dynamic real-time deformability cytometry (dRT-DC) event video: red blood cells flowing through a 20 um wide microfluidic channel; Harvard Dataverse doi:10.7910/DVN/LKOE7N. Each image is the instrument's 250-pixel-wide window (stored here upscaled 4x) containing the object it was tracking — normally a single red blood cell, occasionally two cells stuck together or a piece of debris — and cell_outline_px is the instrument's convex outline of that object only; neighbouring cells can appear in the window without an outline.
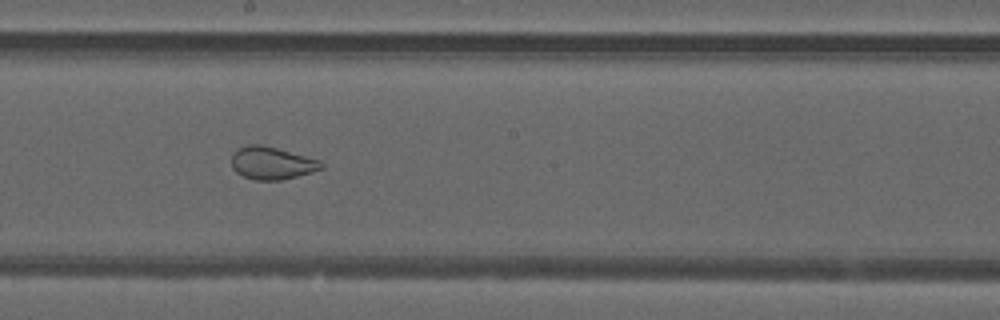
{"species": "common noctule bat (a hibernating species)", "species_latin": "Nyctalus noctula", "temperature_condition": "warm", "stored_images_in_passage": 41, "camera_frame_rate_fps": 3000, "um_per_image_px": 0.085, "animal": {"sex": "male", "forearm_length_mm": 52.5}, "frame": {"image": 1, "passage_image": 19, "time_ms": 6.0, "image_size_px": [1000, 320], "cell_outline_px": [[324, 168], [312, 172], [280, 180], [256, 180], [244, 176], [236, 172], [232, 168], [232, 152], [236, 148], [248, 144], [260, 144], [276, 148], [320, 160], [324, 164]], "centroid_in_image_um": [23.08, 13.85], "position_along_channel_um": 225.1, "area_um2": 17.05}}
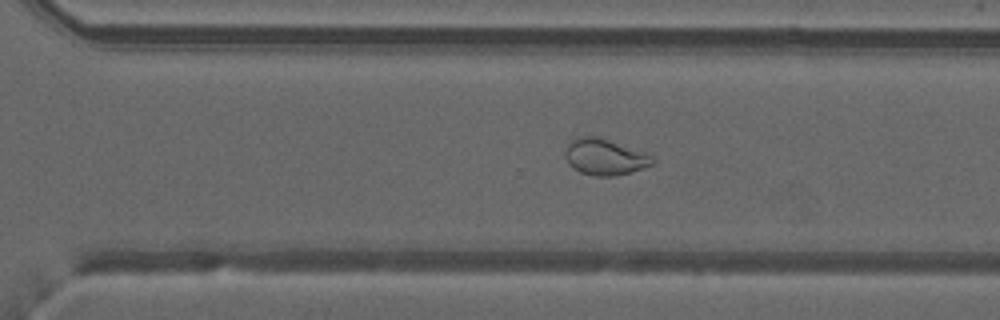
{"frame": {"image": 2, "passage_image": 26, "time_ms": 8.333, "image_size_px": [1000, 320], "cell_outline_px": [[656, 164], [632, 172], [616, 176], [596, 176], [580, 172], [572, 168], [568, 164], [564, 156], [564, 152], [568, 144], [576, 136], [596, 136], [608, 140], [652, 156], [656, 160]], "centroid_in_image_um": [51.38, 13.36], "position_along_channel_um": 319.2, "area_um2": 18.44}}
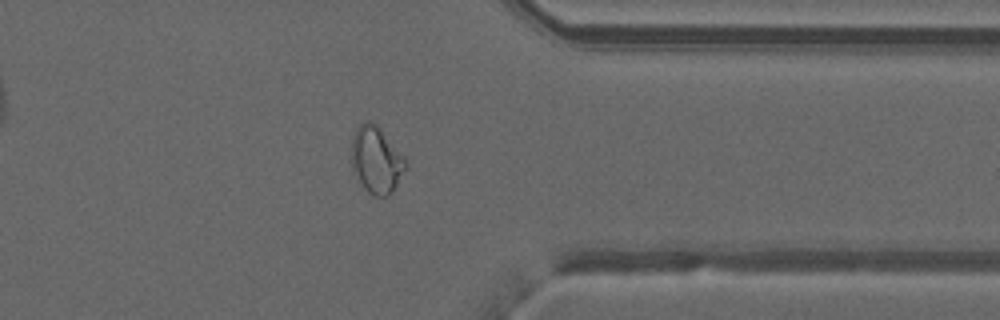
{"frame": {"image": 3, "passage_image": 31, "time_ms": 10.0, "image_size_px": [1000, 320], "cell_outline_px": [[408, 164], [396, 184], [388, 196], [372, 196], [364, 188], [352, 168], [352, 136], [356, 128], [360, 124], [368, 120], [372, 120], [380, 128], [404, 156]], "centroid_in_image_um": [31.98, 13.57], "position_along_channel_um": 379.4, "area_um2": 20.87}, "authors_computed_cell_mechanics": {"area_um2": 21.9062, "velocity_mm_per_s": 4.0515, "shape_relaxation_time_tau1_ms": null, "shape_relaxation_time_tau2_ms": 1.3304, "deformation_change_tau1": null, "deformation_change_tau2": 0.065}}